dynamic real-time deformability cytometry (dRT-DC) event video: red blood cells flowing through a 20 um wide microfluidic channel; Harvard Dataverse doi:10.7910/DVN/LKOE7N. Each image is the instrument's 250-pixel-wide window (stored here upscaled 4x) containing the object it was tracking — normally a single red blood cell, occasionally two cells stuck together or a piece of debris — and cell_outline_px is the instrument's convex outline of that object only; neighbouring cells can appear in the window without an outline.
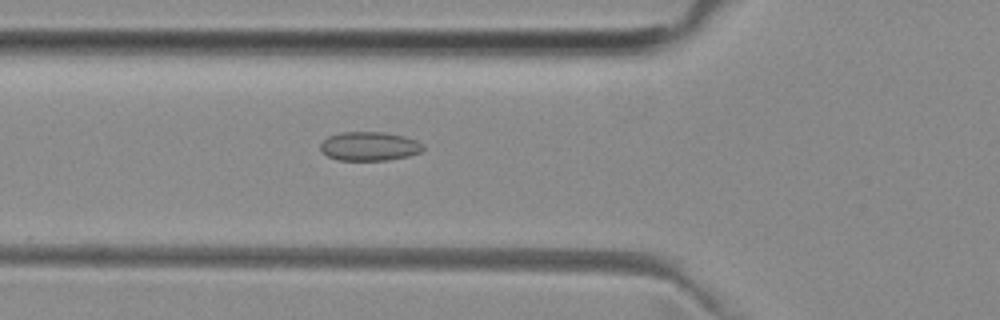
{"species": "common noctule bat (a hibernating species)", "species_latin": "Nyctalus noctula", "temperature_condition": "room temperature", "stored_images_in_passage": 34, "camera_frame_rate_fps": 3000, "um_per_image_px": 0.085, "animal": {"sex": "female", "body_mass_g": 29.2, "forearm_length_mm": 56.3}, "frame": {"image": 1, "passage_image": 6, "time_ms": 1.667, "image_size_px": [1000, 320], "cell_outline_px": [[424, 148], [420, 152], [408, 156], [388, 160], [336, 160], [320, 152], [320, 144], [328, 136], [340, 132], [384, 132], [404, 136], [416, 140], [424, 144]], "centroid_in_image_um": [31.38, 12.43], "position_along_channel_um": 94.4, "area_um2": 17.46}}
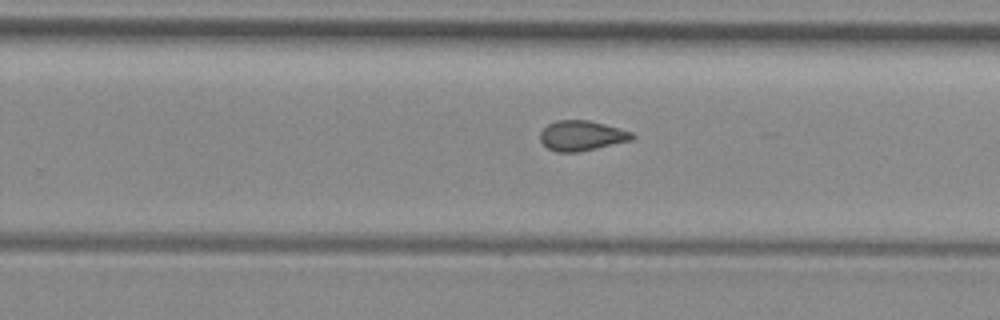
{"frame": {"image": 2, "passage_image": 20, "time_ms": 6.333, "image_size_px": [1000, 320], "cell_outline_px": [[636, 136], [632, 140], [576, 152], [556, 152], [548, 148], [540, 140], [540, 132], [548, 124], [556, 120], [588, 120], [620, 128], [632, 132]], "centroid_in_image_um": [49.44, 11.52], "position_along_channel_um": 280.4, "area_um2": 16.01}}
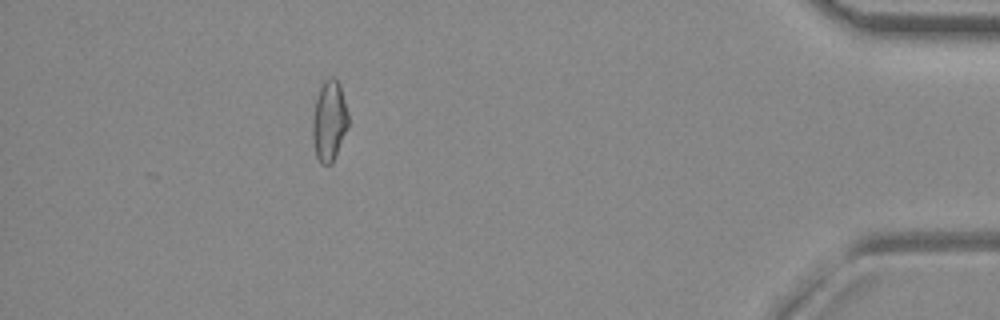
{"frame": {"image": 3, "passage_image": 34, "time_ms": 11.0, "image_size_px": [1000, 320], "cell_outline_px": [[348, 124], [332, 164], [320, 164], [316, 156], [312, 140], [312, 116], [316, 96], [324, 80], [328, 76], [332, 76], [340, 84], [348, 112]], "centroid_in_image_um": [27.95, 10.25], "position_along_channel_um": 407.2, "area_um2": 16.88}, "authors_computed_cell_mechanics": {"area_um2": 16.0395, "velocity_mm_per_s": 3.9773, "shape_relaxation_time_tau1_ms": null, "shape_relaxation_time_tau2_ms": 1.635, "deformation_change_tau1": null, "deformation_change_tau2": 0.0687}}